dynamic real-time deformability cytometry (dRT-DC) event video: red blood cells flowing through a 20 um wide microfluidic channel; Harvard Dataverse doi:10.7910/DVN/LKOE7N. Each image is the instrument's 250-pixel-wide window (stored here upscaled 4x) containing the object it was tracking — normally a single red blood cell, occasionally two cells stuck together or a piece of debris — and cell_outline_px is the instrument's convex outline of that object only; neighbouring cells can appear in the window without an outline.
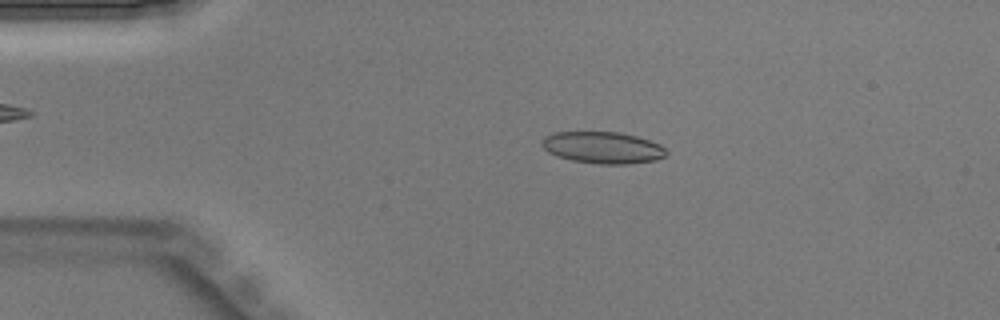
{"species": "Egyptian fruit bat (a non-hibernating species)", "species_latin": "Rousettus aegyptiacus", "temperature_condition": "warm", "stored_images_in_passage": 43, "camera_frame_rate_fps": 3000, "um_per_image_px": 0.085, "animal": {"sex": "male"}, "frame": {"image": 1, "passage_image": 8, "time_ms": 2.333, "image_size_px": [1000, 320], "cell_outline_px": [[668, 152], [664, 156], [656, 160], [628, 164], [600, 164], [572, 160], [556, 156], [548, 152], [544, 148], [544, 136], [556, 132], [620, 132], [636, 136], [660, 144]], "centroid_in_image_um": [51.26, 12.55], "position_along_channel_um": 33.7, "area_um2": 22.83}}
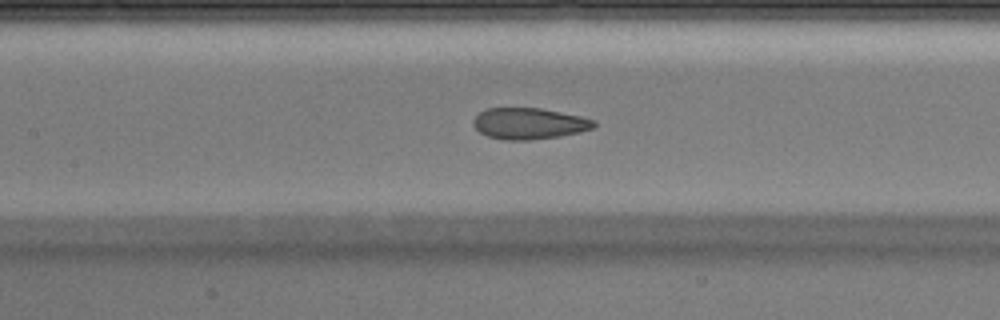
{"frame": {"image": 2, "passage_image": 19, "time_ms": 6.0, "image_size_px": [1000, 320], "cell_outline_px": [[596, 124], [592, 128], [580, 132], [560, 136], [528, 140], [504, 140], [488, 136], [480, 132], [472, 124], [472, 120], [484, 108], [540, 108], [580, 116], [596, 120]], "centroid_in_image_um": [44.96, 10.5], "position_along_channel_um": 162.4, "area_um2": 21.96}}
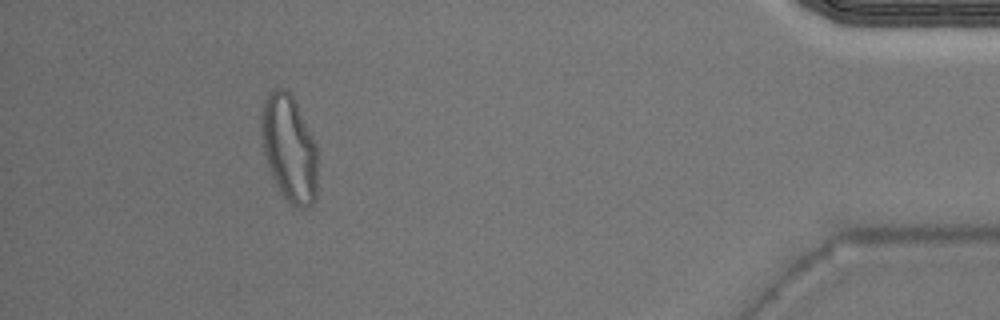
{"frame": {"image": 3, "passage_image": 39, "time_ms": 12.667, "image_size_px": [1000, 320], "cell_outline_px": [[316, 200], [312, 204], [304, 208], [300, 208], [292, 204], [280, 192], [268, 164], [264, 152], [260, 132], [264, 100], [268, 92], [272, 88], [284, 88], [292, 96], [316, 144]], "centroid_in_image_um": [24.57, 12.6], "position_along_channel_um": 410.6, "area_um2": 34.45}}